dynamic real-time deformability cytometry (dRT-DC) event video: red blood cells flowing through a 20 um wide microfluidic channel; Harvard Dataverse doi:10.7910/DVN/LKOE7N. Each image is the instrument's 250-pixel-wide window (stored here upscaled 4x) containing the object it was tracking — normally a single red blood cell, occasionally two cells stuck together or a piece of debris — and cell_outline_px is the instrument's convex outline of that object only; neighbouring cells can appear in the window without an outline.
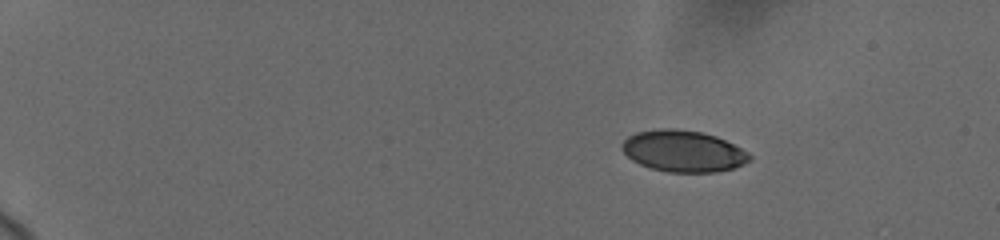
{"species": "human", "species_latin": "Homo sapiens", "temperature_condition": "cold", "stored_images_in_passage": 17, "camera_frame_rate_fps": 3000, "um_per_image_px": 0.085, "donor": {"sex": "female"}, "frame": {"image": 1, "passage_image": 1, "time_ms": 0.0, "image_size_px": [1000, 240], "cell_outline_px": [[752, 160], [744, 164], [732, 168], [716, 172], [668, 172], [652, 168], [640, 164], [632, 160], [620, 148], [624, 140], [628, 136], [636, 132], [660, 128], [676, 128], [700, 132], [716, 136], [748, 152], [752, 156]], "centroid_in_image_um": [58.07, 12.84], "position_along_channel_um": 26.9, "area_um2": 30.81}}
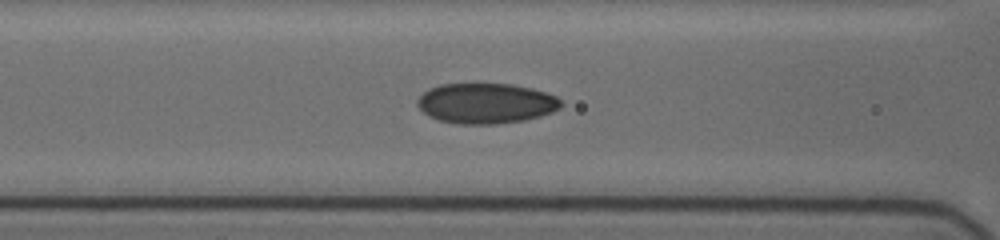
{"frame": {"image": 2, "passage_image": 8, "time_ms": 6.0, "image_size_px": [1000, 240], "cell_outline_px": [[564, 104], [560, 108], [552, 112], [540, 116], [524, 120], [496, 124], [456, 124], [440, 120], [428, 116], [416, 104], [416, 100], [428, 88], [440, 84], [512, 84], [532, 88], [556, 96]], "centroid_in_image_um": [41.3, 8.78], "position_along_channel_um": 125.3, "area_um2": 33.87}}
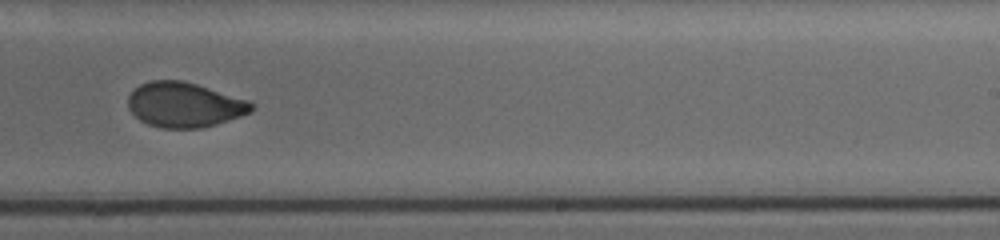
{"frame": {"image": 3, "passage_image": 15, "time_ms": 10.0, "image_size_px": [1000, 240], "cell_outline_px": [[256, 104], [248, 112], [240, 116], [216, 124], [200, 128], [160, 128], [148, 124], [140, 120], [128, 108], [128, 96], [140, 84], [152, 80], [184, 80], [248, 100]], "centroid_in_image_um": [15.66, 8.9], "position_along_channel_um": 273.3, "area_um2": 32.14}}